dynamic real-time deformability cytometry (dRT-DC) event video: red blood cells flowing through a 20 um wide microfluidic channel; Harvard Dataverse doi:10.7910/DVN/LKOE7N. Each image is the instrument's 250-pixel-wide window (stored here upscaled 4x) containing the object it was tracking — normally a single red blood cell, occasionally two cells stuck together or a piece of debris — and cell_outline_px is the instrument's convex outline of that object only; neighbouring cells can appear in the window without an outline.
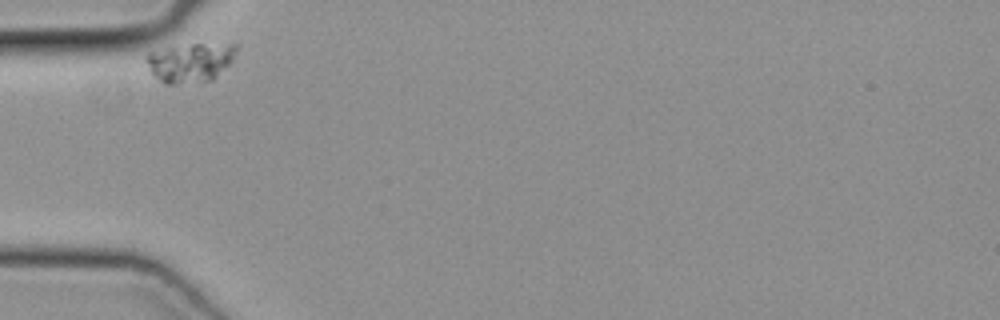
{"species": "common noctule bat (a hibernating species)", "species_latin": "Nyctalus noctula", "temperature_condition": "cold", "stored_images_in_passage": 30, "camera_frame_rate_fps": 3000, "um_per_image_px": 0.085, "animal": {"sex": "female", "body_mass_g": 19.3, "forearm_length_mm": 54.1}, "frame": {"image": 1, "passage_image": 1, "time_ms": 0.0, "image_size_px": [1000, 320], "cell_outline_px": [[240, 48], [232, 60], [212, 80], [200, 84], [164, 84], [152, 72], [144, 60], [148, 52], [172, 44], [240, 44]], "centroid_in_image_um": [16.16, 5.29], "position_along_channel_um": 68.8, "area_um2": 21.21}}
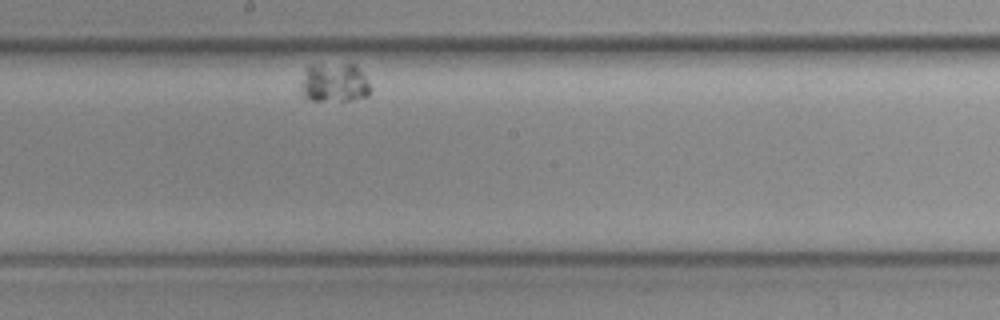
{"frame": {"image": 2, "passage_image": 16, "time_ms": 5.0, "image_size_px": [1000, 320], "cell_outline_px": [[372, 88], [368, 96], [352, 100], [304, 100], [300, 96], [300, 80], [308, 68], [344, 64], [352, 64], [364, 76]], "centroid_in_image_um": [28.39, 7.1], "position_along_channel_um": 219.8, "area_um2": 15.55}}
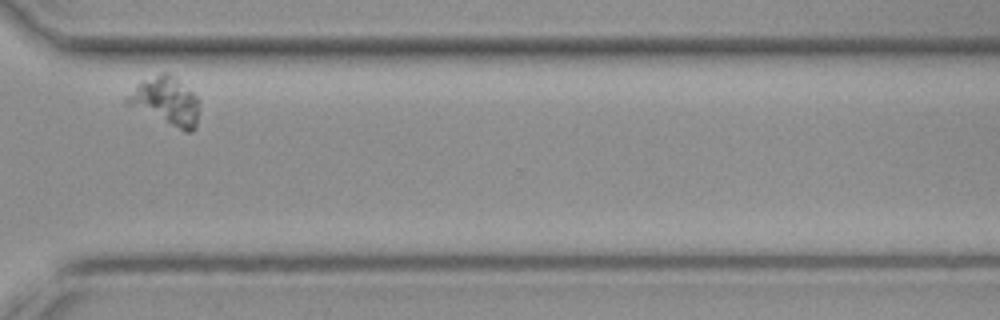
{"frame": {"image": 3, "passage_image": 28, "time_ms": 9.0, "image_size_px": [1000, 320], "cell_outline_px": [[196, 128], [192, 132], [184, 132], [128, 104], [124, 100], [124, 96], [140, 80], [160, 72], [168, 72], [176, 76], [196, 96]], "centroid_in_image_um": [14.05, 8.55], "position_along_channel_um": 356.6, "area_um2": 20.06}}